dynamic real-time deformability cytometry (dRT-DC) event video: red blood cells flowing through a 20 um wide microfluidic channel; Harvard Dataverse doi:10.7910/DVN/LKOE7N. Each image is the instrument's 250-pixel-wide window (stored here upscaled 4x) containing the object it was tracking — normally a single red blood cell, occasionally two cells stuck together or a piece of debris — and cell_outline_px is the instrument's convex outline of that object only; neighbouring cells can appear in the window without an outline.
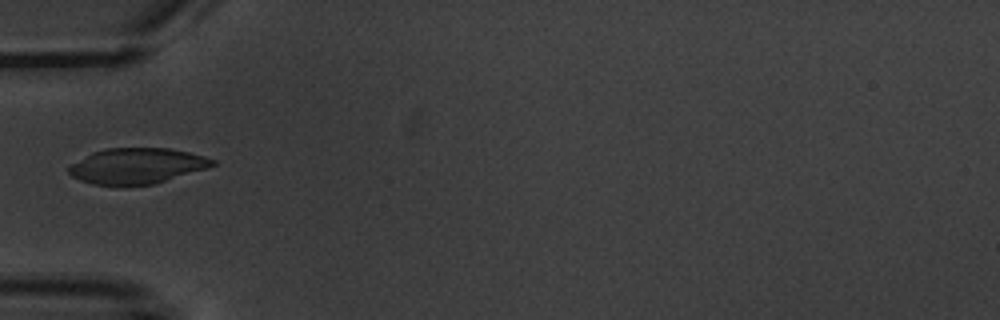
{"species": "common noctule bat (a hibernating species)", "species_latin": "Nyctalus noctula", "temperature_condition": "warm", "stored_images_in_passage": 6, "camera_frame_rate_fps": 3000, "um_per_image_px": 0.085, "animal": {"sex": "male", "body_mass_g": 20.1, "forearm_length_mm": 53.5}, "frame": {"image": 1, "passage_image": 6, "time_ms": 5.667, "image_size_px": [1000, 320], "cell_outline_px": [[216, 164], [208, 168], [156, 184], [92, 184], [80, 180], [72, 176], [68, 172], [68, 168], [72, 164], [92, 152], [104, 148], [168, 148], [188, 152], [204, 156], [216, 160]], "centroid_in_image_um": [11.67, 14.09], "position_along_channel_um": 73.3, "area_um2": 29.65}}